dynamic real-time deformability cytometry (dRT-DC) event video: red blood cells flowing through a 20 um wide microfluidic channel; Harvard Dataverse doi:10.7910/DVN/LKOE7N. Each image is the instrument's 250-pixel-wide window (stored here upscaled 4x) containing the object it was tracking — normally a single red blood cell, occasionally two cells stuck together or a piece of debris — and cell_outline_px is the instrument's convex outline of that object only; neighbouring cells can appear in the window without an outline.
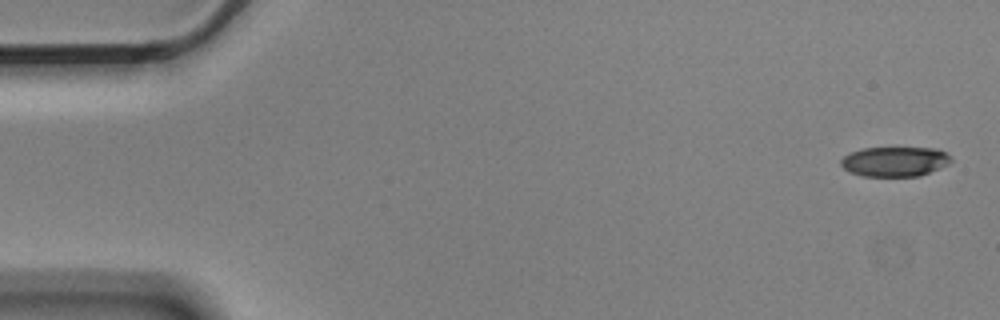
{"species": "Egyptian fruit bat (a non-hibernating species)", "species_latin": "Rousettus aegyptiacus", "temperature_condition": "cold", "stored_images_in_passage": 5, "camera_frame_rate_fps": 3000, "um_per_image_px": 0.085, "animal": {"sex": "male"}, "frame": {"image": 1, "passage_image": 1, "time_ms": 0.0, "image_size_px": [1000, 320], "cell_outline_px": [[952, 160], [948, 164], [920, 176], [864, 176], [848, 172], [840, 164], [840, 160], [844, 156], [852, 152], [864, 148], [936, 148], [944, 152]], "centroid_in_image_um": [76.03, 13.73], "position_along_channel_um": 9.0, "area_um2": 18.96}}
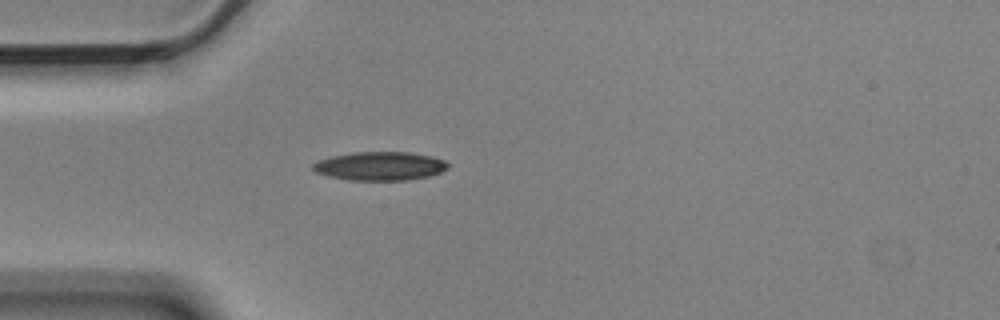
{"frame": {"image": 2, "passage_image": 5, "time_ms": 1.333, "image_size_px": [1000, 320], "cell_outline_px": [[448, 168], [440, 172], [428, 176], [408, 180], [348, 180], [328, 176], [316, 172], [312, 168], [312, 164], [320, 160], [332, 156], [352, 152], [408, 152], [428, 156], [444, 160], [448, 164]], "centroid_in_image_um": [32.27, 14.12], "position_along_channel_um": 52.7, "area_um2": 22.37}}